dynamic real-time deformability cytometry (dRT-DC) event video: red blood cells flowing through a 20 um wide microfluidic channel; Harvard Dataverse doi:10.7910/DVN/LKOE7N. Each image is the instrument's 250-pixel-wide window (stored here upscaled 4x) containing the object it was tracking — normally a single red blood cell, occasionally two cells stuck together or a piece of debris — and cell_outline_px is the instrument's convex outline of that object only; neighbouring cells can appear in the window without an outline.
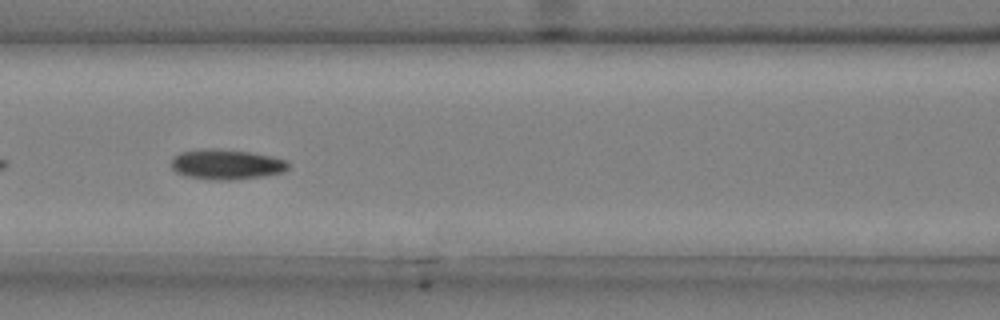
{"species": "common noctule bat (a hibernating species)", "species_latin": "Nyctalus noctula", "temperature_condition": "cold", "stored_images_in_passage": 36, "camera_frame_rate_fps": 3000, "um_per_image_px": 0.085, "animal": {"sex": "male", "body_mass_g": 20.4}, "frame": {"image": 1, "passage_image": 9, "time_ms": 2.667, "image_size_px": [1000, 320], "cell_outline_px": [[288, 168], [284, 172], [264, 176], [228, 180], [216, 180], [188, 176], [176, 172], [172, 168], [172, 156], [180, 152], [204, 148], [212, 148], [252, 152], [272, 156], [284, 160], [288, 164]], "centroid_in_image_um": [19.23, 13.96], "position_along_channel_um": 147.4, "area_um2": 20.52}}
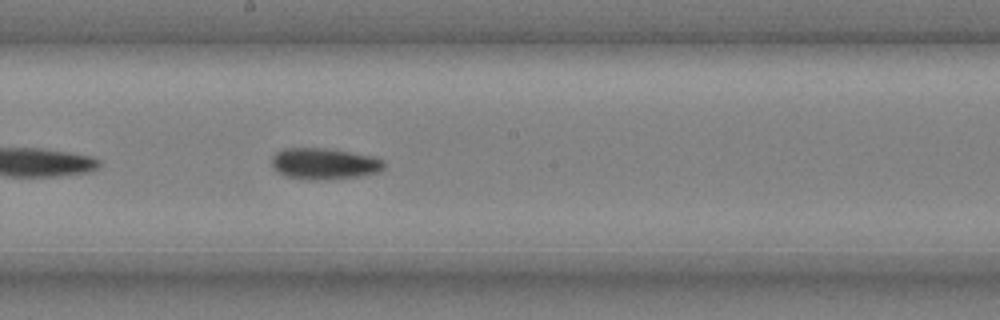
{"frame": {"image": 2, "passage_image": 15, "time_ms": 4.667, "image_size_px": [1000, 320], "cell_outline_px": [[384, 168], [380, 172], [360, 176], [324, 180], [308, 180], [284, 176], [272, 164], [272, 156], [276, 152], [284, 148], [328, 148], [376, 156], [384, 160]], "centroid_in_image_um": [27.61, 13.91], "position_along_channel_um": 220.6, "area_um2": 20.75}}
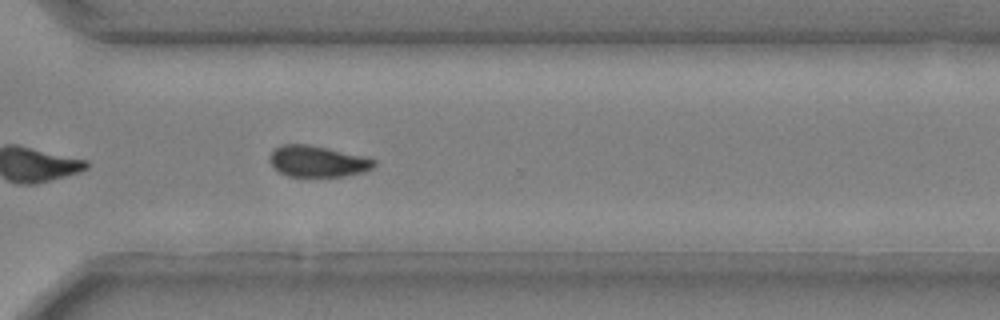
{"frame": {"image": 3, "passage_image": 25, "time_ms": 8.0, "image_size_px": [1000, 320], "cell_outline_px": [[376, 164], [372, 168], [364, 172], [344, 176], [288, 176], [280, 172], [272, 164], [268, 156], [280, 144], [308, 144], [328, 148], [364, 156], [376, 160]], "centroid_in_image_um": [27.01, 13.7], "position_along_channel_um": 343.6, "area_um2": 18.9}, "authors_computed_cell_mechanics": {"area_um2": 19.9988, "velocity_mm_per_s": 3.6787, "shape_relaxation_time_tau1_ms": 8.8316, "shape_relaxation_time_tau2_ms": 7.3542, "deformation_change_tau1": 0.1719, "deformation_change_tau2": 0.126}}